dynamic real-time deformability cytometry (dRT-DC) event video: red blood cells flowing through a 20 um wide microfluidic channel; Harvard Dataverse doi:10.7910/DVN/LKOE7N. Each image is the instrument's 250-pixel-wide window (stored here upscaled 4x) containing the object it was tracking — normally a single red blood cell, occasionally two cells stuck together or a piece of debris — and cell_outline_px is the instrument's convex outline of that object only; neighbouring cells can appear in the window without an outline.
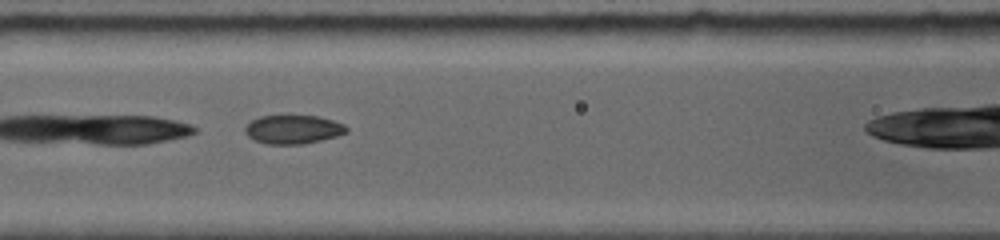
{"species": "common noctule bat (a hibernating species)", "species_latin": "Nyctalus noctula", "temperature_condition": "room temperature", "stored_images_in_passage": 19, "camera_frame_rate_fps": 5000, "um_per_image_px": 0.085, "animal": {"sex": "female", "body_mass_g": 19.0, "forearm_length_mm": 56.7}, "frame": {"image": 1, "passage_image": 6, "time_ms": 2.2, "image_size_px": [1000, 240], "cell_outline_px": [[348, 132], [336, 136], [304, 144], [268, 144], [256, 140], [248, 136], [244, 132], [244, 128], [252, 120], [260, 116], [284, 112], [320, 116], [344, 124], [348, 128]], "centroid_in_image_um": [24.91, 10.94], "position_along_channel_um": 141.7, "area_um2": 17.74}}
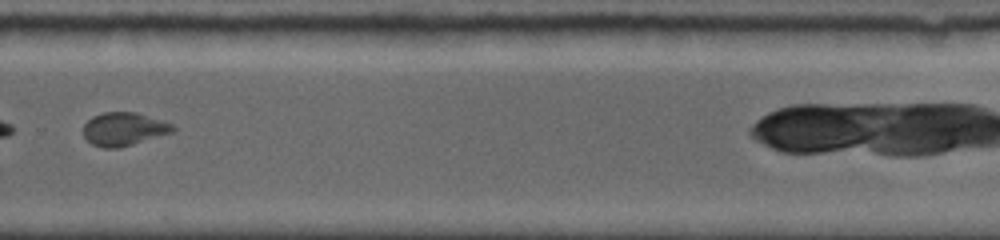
{"frame": {"image": 2, "passage_image": 16, "time_ms": 6.8, "image_size_px": [1000, 240], "cell_outline_px": [[176, 128], [172, 132], [120, 148], [104, 148], [92, 144], [84, 136], [84, 124], [92, 116], [104, 112], [136, 112], [172, 124]], "centroid_in_image_um": [10.5, 10.97], "position_along_channel_um": 319.3, "area_um2": 17.17}}